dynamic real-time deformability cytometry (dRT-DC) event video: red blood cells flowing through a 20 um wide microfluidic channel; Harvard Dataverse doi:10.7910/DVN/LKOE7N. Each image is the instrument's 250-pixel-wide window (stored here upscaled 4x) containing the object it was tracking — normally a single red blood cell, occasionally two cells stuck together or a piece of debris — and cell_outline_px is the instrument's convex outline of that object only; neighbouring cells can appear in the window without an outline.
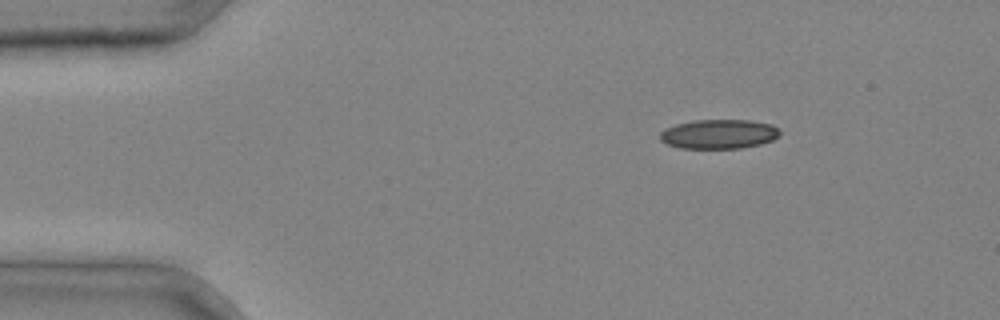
{"species": "common noctule bat (a hibernating species)", "species_latin": "Nyctalus noctula", "temperature_condition": "cold", "stored_images_in_passage": 3, "camera_frame_rate_fps": 3000, "um_per_image_px": 0.085, "animal": {"sex": "male", "body_mass_g": 20.4}, "frame": {"image": 1, "passage_image": 1, "time_ms": 0.0, "image_size_px": [1000, 320], "cell_outline_px": [[780, 136], [772, 140], [760, 144], [740, 148], [680, 148], [668, 144], [660, 140], [660, 132], [664, 128], [676, 124], [692, 120], [748, 120], [772, 124], [780, 128]], "centroid_in_image_um": [61.11, 11.39], "position_along_channel_um": 23.9, "area_um2": 20.63}}
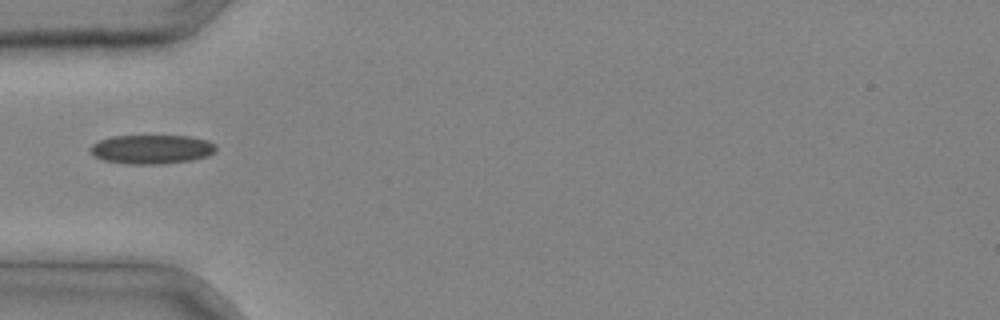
{"frame": {"image": 2, "passage_image": 3, "time_ms": 0.667, "image_size_px": [1000, 320], "cell_outline_px": [[216, 152], [208, 156], [192, 160], [164, 164], [128, 164], [104, 160], [92, 156], [88, 152], [88, 148], [92, 144], [100, 140], [112, 136], [192, 136], [208, 140], [216, 144]], "centroid_in_image_um": [12.89, 12.69], "position_along_channel_um": 72.1, "area_um2": 21.68}}